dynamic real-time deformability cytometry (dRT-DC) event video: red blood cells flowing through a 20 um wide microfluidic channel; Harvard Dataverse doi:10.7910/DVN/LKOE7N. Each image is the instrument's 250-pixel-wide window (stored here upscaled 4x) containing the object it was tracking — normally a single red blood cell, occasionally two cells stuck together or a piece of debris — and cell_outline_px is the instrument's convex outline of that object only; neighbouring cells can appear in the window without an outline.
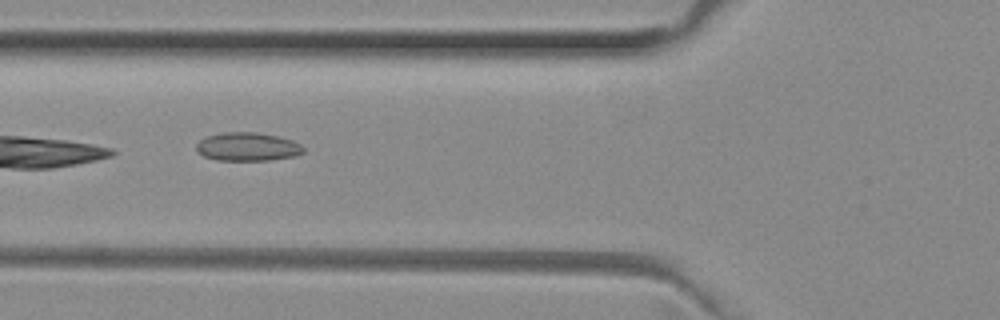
{"species": "common noctule bat (a hibernating species)", "species_latin": "Nyctalus noctula", "temperature_condition": "room temperature", "stored_images_in_passage": 6, "camera_frame_rate_fps": 3000, "um_per_image_px": 0.085, "animal": {"sex": "female", "body_mass_g": 29.2, "forearm_length_mm": 56.3}, "frame": {"image": 1, "passage_image": 4, "time_ms": 1.0, "image_size_px": [1000, 320], "cell_outline_px": [[304, 152], [296, 156], [268, 160], [216, 160], [204, 156], [196, 152], [196, 144], [200, 140], [208, 136], [224, 132], [256, 132], [276, 136], [292, 140], [300, 144], [304, 148]], "centroid_in_image_um": [21.03, 12.48], "position_along_channel_um": 104.8, "area_um2": 17.74}}